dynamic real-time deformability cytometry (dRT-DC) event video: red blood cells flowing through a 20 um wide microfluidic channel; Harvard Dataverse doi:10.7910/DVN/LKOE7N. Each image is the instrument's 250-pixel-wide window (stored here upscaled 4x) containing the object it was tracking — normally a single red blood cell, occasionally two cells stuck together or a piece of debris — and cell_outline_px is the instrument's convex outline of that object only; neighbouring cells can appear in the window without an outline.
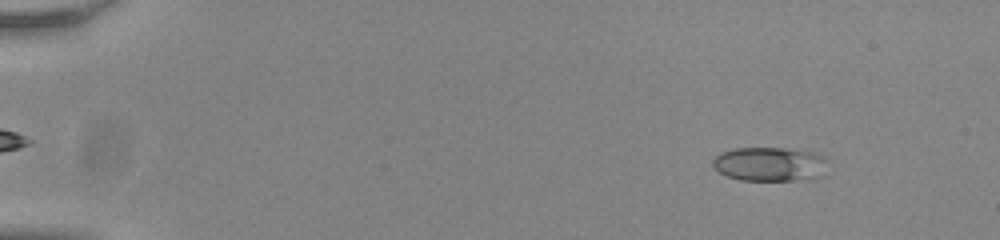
{"species": "common noctule bat (a hibernating species)", "species_latin": "Nyctalus noctula", "temperature_condition": "room temperature", "stored_images_in_passage": 54, "camera_frame_rate_fps": 3000, "um_per_image_px": 0.085, "animal": {"sex": "male", "body_mass_g": 20.0, "forearm_length_mm": 53.3}, "frame": {"image": 1, "passage_image": 6, "time_ms": 1.667, "image_size_px": [1000, 240], "cell_outline_px": [[824, 160], [820, 176], [792, 180], [740, 180], [728, 176], [712, 168], [712, 160], [720, 152], [732, 148], [784, 148], [812, 152], [824, 156]], "centroid_in_image_um": [65.31, 13.93], "position_along_channel_um": 19.7, "area_um2": 22.48}}
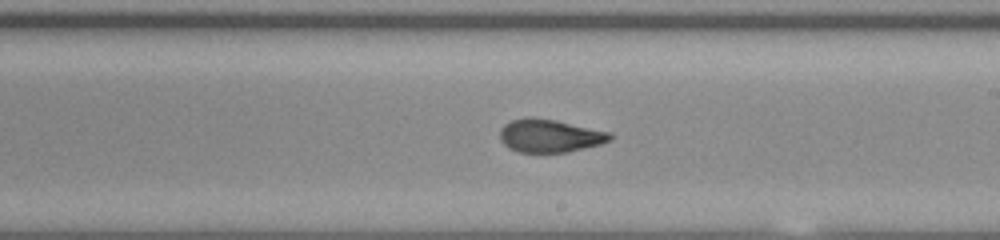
{"frame": {"image": 2, "passage_image": 33, "time_ms": 10.667, "image_size_px": [1000, 240], "cell_outline_px": [[612, 140], [600, 144], [568, 152], [516, 152], [508, 148], [500, 140], [500, 128], [504, 124], [512, 120], [528, 116], [532, 116], [556, 120], [612, 132]], "centroid_in_image_um": [46.72, 11.53], "position_along_channel_um": 242.3, "area_um2": 21.5}}
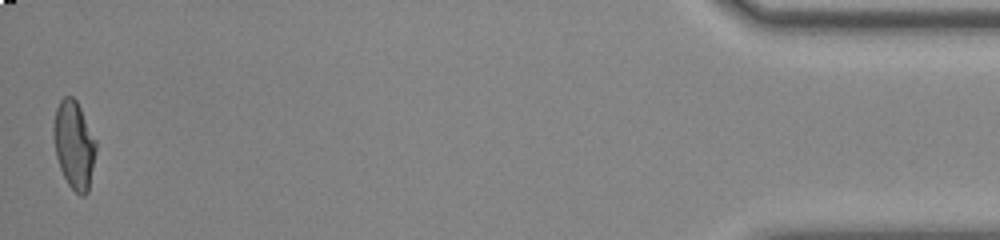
{"frame": {"image": 3, "passage_image": 54, "time_ms": 17.667, "image_size_px": [1000, 240], "cell_outline_px": [[96, 152], [88, 192], [84, 196], [80, 196], [68, 184], [60, 168], [56, 156], [52, 132], [52, 128], [56, 108], [60, 100], [64, 96], [72, 96], [76, 100], [96, 140]], "centroid_in_image_um": [6.28, 12.31], "position_along_channel_um": 428.9, "area_um2": 21.73}, "authors_computed_cell_mechanics": {"area_um2": 21.4438, "velocity_mm_per_s": 3.829, "shape_relaxation_time_tau1_ms": null, "shape_relaxation_time_tau2_ms": 1.3444, "deformation_change_tau1": null, "deformation_change_tau2": 0.0831}}